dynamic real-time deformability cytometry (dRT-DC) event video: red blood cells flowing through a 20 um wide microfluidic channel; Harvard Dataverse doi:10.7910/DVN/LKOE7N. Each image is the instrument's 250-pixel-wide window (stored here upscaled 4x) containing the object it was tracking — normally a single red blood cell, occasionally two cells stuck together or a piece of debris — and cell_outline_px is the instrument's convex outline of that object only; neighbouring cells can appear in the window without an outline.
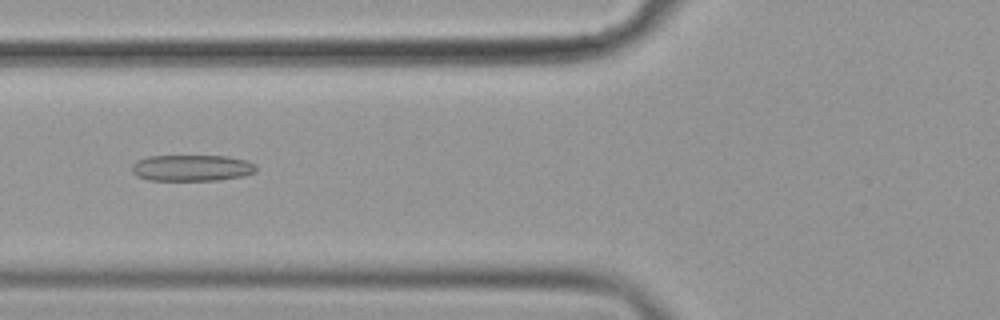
{"species": "common noctule bat (a hibernating species)", "species_latin": "Nyctalus noctula", "temperature_condition": "cold", "stored_images_in_passage": 56, "camera_frame_rate_fps": 3000, "um_per_image_px": 0.085, "animal": {"sex": "female", "body_mass_g": 19.9}, "frame": {"image": 1, "passage_image": 22, "time_ms": 7.0, "image_size_px": [1000, 320], "cell_outline_px": [[256, 172], [240, 176], [220, 180], [148, 180], [136, 176], [132, 172], [132, 164], [136, 160], [148, 156], [228, 156], [248, 160], [256, 164]], "centroid_in_image_um": [16.3, 14.27], "position_along_channel_um": 109.5, "area_um2": 19.19}}
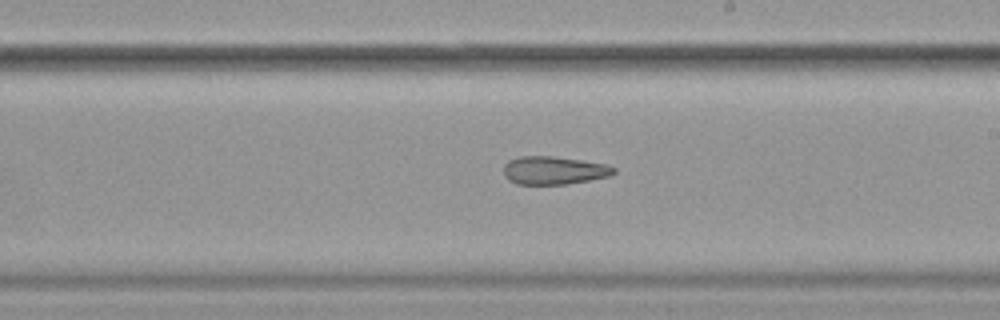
{"frame": {"image": 2, "passage_image": 33, "time_ms": 10.667, "image_size_px": [1000, 320], "cell_outline_px": [[616, 172], [608, 176], [568, 184], [516, 184], [508, 180], [504, 176], [504, 164], [508, 160], [520, 156], [552, 156], [608, 164], [616, 168]], "centroid_in_image_um": [47.06, 14.48], "position_along_channel_um": 241.9, "area_um2": 18.09}}
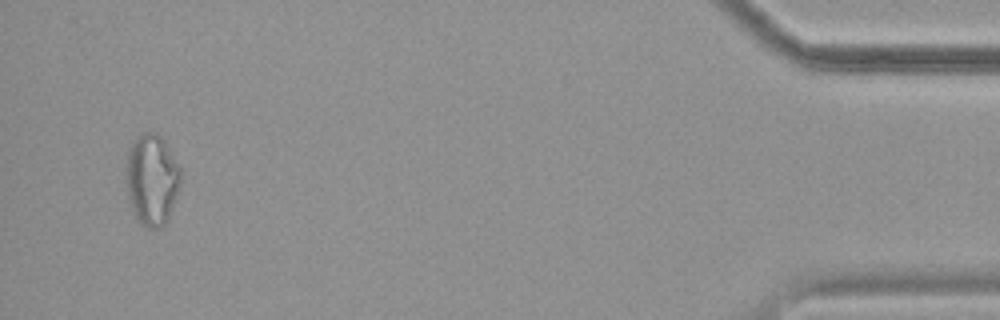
{"frame": {"image": 3, "passage_image": 54, "time_ms": 17.667, "image_size_px": [1000, 320], "cell_outline_px": [[180, 184], [168, 220], [160, 228], [148, 228], [140, 224], [132, 212], [128, 200], [128, 148], [136, 136], [144, 132], [156, 132], [164, 140], [180, 168]], "centroid_in_image_um": [12.91, 15.28], "position_along_channel_um": 422.3, "area_um2": 28.78}, "authors_computed_cell_mechanics": {"area_um2": 21.386, "velocity_mm_per_s": 3.6169, "shape_relaxation_time_tau1_ms": null, "shape_relaxation_time_tau2_ms": 3.4284, "deformation_change_tau1": null, "deformation_change_tau2": 0.1378}}